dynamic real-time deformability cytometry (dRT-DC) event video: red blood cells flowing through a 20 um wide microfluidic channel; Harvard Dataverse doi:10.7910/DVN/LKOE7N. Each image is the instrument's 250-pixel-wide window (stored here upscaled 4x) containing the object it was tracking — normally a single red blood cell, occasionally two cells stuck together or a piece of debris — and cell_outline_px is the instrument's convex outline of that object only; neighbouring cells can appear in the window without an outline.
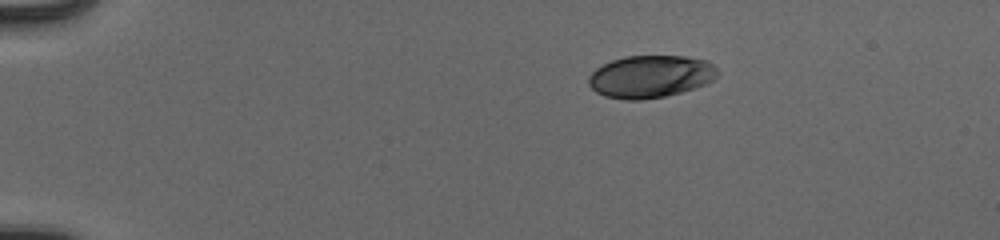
{"species": "human", "species_latin": "Homo sapiens", "temperature_condition": "cold", "stored_images_in_passage": 44, "camera_frame_rate_fps": 3000, "um_per_image_px": 0.085, "donor": {"sex": "male"}, "frame": {"image": 1, "passage_image": 1, "time_ms": 0.0, "image_size_px": [1000, 240], "cell_outline_px": [[716, 76], [712, 80], [704, 84], [680, 92], [664, 96], [640, 100], [624, 100], [604, 96], [596, 92], [588, 84], [588, 76], [596, 68], [612, 60], [624, 56], [688, 56], [708, 60], [716, 68]], "centroid_in_image_um": [55.25, 6.5], "position_along_channel_um": 29.7, "area_um2": 31.79}}
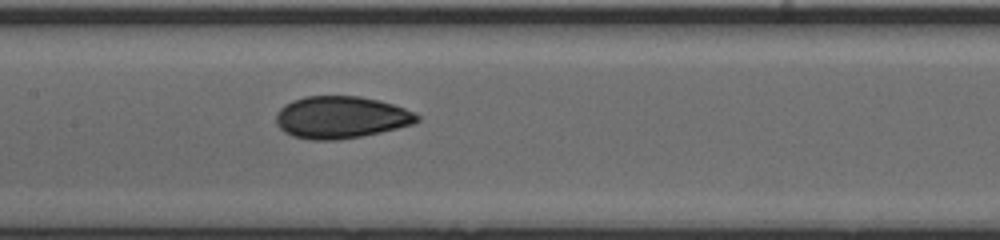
{"frame": {"image": 2, "passage_image": 19, "time_ms": 6.0, "image_size_px": [1000, 240], "cell_outline_px": [[420, 120], [412, 124], [380, 132], [360, 136], [336, 140], [312, 140], [292, 136], [284, 132], [276, 124], [276, 112], [284, 104], [292, 100], [304, 96], [360, 96], [380, 100], [404, 108], [420, 116]], "centroid_in_image_um": [28.94, 9.96], "position_along_channel_um": 178.5, "area_um2": 34.68}}
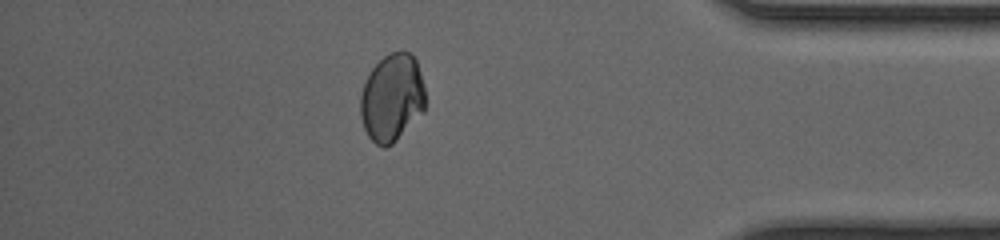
{"frame": {"image": 3, "passage_image": 38, "time_ms": 12.333, "image_size_px": [1000, 240], "cell_outline_px": [[424, 112], [392, 144], [384, 148], [376, 144], [368, 136], [364, 128], [360, 116], [360, 96], [364, 84], [372, 68], [388, 52], [412, 52], [416, 60], [424, 84]], "centroid_in_image_um": [33.31, 8.31], "position_along_channel_um": 401.9, "area_um2": 33.18}, "authors_computed_cell_mechanics": {"area_um2": 33.6396, "velocity_mm_per_s": 3.9602, "shape_relaxation_time_tau1_ms": 5.6103, "shape_relaxation_time_tau2_ms": 0.9594, "deformation_change_tau1": 0.1326, "deformation_change_tau2": 0.0364}}